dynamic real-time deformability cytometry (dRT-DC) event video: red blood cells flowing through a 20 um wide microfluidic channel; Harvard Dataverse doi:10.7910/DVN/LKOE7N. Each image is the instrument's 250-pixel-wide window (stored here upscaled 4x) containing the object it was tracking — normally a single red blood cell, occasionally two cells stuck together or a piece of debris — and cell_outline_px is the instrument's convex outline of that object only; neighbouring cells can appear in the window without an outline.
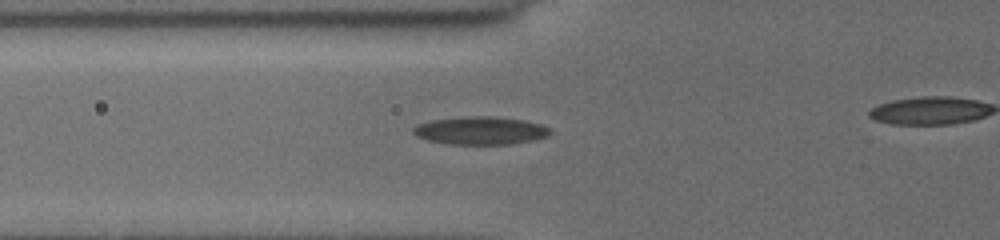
{"species": "common noctule bat (a hibernating species)", "species_latin": "Nyctalus noctula", "temperature_condition": "cold", "stored_images_in_passage": 8, "segment_of_instrument_passage": [1, 2], "camera_frame_rate_fps": 3000, "um_per_image_px": 0.085, "animal": {"sex": "female", "body_mass_g": 19.5, "forearm_length_mm": 54.1}, "frame": {"image": 1, "passage_image": 7, "time_ms": 6.0, "image_size_px": [1000, 240], "cell_outline_px": [[552, 132], [548, 136], [532, 140], [508, 144], [448, 144], [428, 140], [416, 136], [412, 132], [412, 128], [416, 124], [432, 120], [468, 116], [496, 116], [524, 120], [540, 124], [548, 128]], "centroid_in_image_um": [40.81, 11.09], "position_along_channel_um": 85.0, "area_um2": 22.31}}